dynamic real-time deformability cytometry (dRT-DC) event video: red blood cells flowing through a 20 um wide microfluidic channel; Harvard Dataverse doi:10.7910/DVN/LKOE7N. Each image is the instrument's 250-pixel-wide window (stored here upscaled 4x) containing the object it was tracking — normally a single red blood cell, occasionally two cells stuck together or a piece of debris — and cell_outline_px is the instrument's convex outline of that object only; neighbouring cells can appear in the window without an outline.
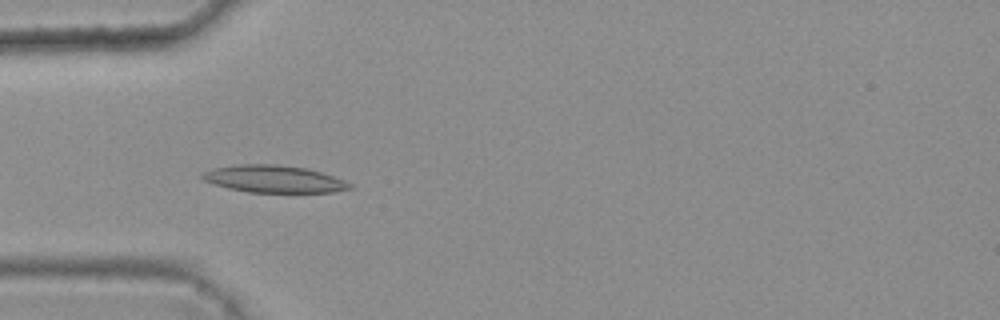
{"species": "common noctule bat (a hibernating species)", "species_latin": "Nyctalus noctula", "temperature_condition": "warm", "stored_images_in_passage": 8, "camera_frame_rate_fps": 3000, "um_per_image_px": 0.085, "animal": {"sex": "female", "body_mass_g": 25.1}, "frame": {"image": 1, "passage_image": 4, "time_ms": 1.0, "image_size_px": [1000, 320], "cell_outline_px": [[352, 188], [332, 192], [248, 192], [228, 188], [204, 180], [200, 176], [204, 172], [212, 168], [236, 164], [276, 164], [304, 168], [320, 172], [344, 180], [352, 184]], "centroid_in_image_um": [23.26, 15.21], "position_along_channel_um": 61.7, "area_um2": 23.18}}